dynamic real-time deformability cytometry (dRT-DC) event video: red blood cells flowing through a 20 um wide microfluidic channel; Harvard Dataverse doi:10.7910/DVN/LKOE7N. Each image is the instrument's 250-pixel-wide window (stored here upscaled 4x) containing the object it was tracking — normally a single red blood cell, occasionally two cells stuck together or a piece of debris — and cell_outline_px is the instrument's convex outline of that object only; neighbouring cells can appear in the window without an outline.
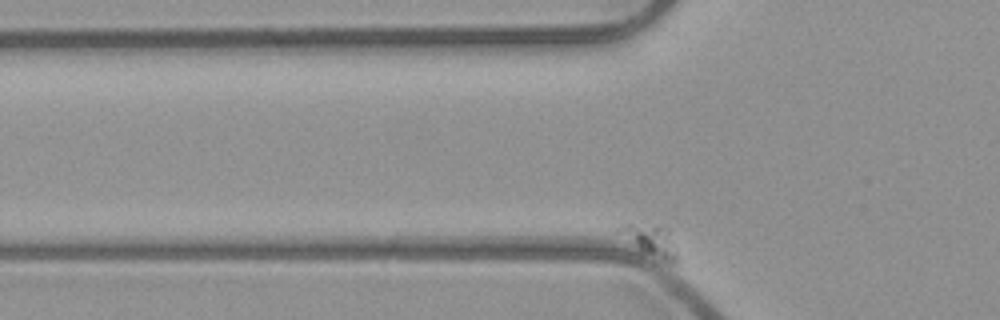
{"species": "common noctule bat (a hibernating species)", "species_latin": "Nyctalus noctula", "temperature_condition": "room temperature", "stored_images_in_passage": 45, "camera_frame_rate_fps": 3000, "um_per_image_px": 0.085, "animal": {"sex": "male", "body_mass_g": 23.1, "forearm_length_mm": 52.7}, "frame": {"image": 1, "passage_image": 2, "time_ms": 0.333, "image_size_px": [1000, 320], "cell_outline_px": [[676, 260], [672, 264], [668, 264], [640, 252], [620, 228], [628, 224], [632, 224], [668, 228], [676, 248]], "centroid_in_image_um": [55.45, 20.54], "position_along_channel_um": 70.3, "area_um2": 10.0}}
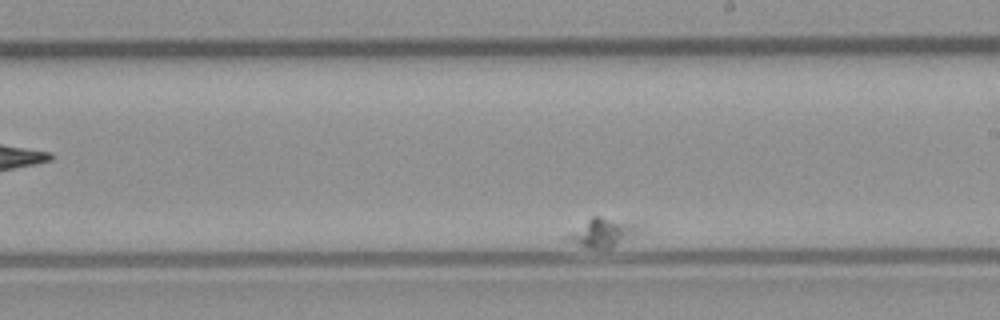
{"frame": {"image": 2, "passage_image": 28, "time_ms": 9.0, "image_size_px": [1000, 320], "cell_outline_px": [[644, 228], [636, 236], [608, 248], [588, 248], [560, 240], [568, 232], [592, 216], [600, 216], [640, 224]], "centroid_in_image_um": [51.18, 19.77], "position_along_channel_um": 237.8, "area_um2": 12.48}}
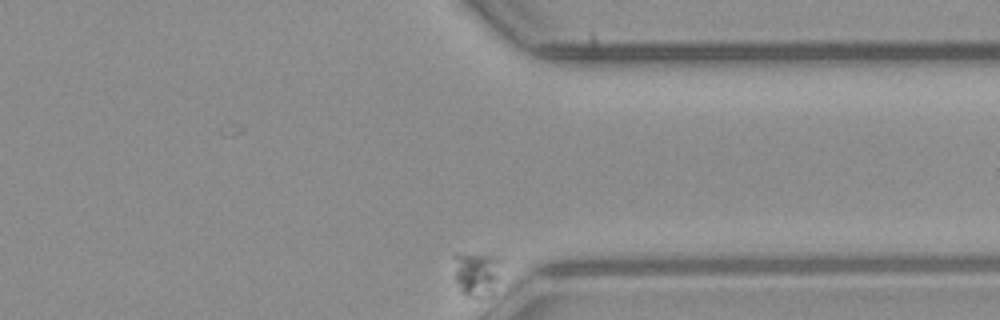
{"frame": {"image": 3, "passage_image": 45, "time_ms": 14.667, "image_size_px": [1000, 320], "cell_outline_px": [[504, 256], [496, 276], [476, 296], [468, 296], [460, 292], [456, 280], [452, 256], [496, 252], [500, 252]], "centroid_in_image_um": [40.47, 23.05], "position_along_channel_um": 370.9, "area_um2": 11.44}}